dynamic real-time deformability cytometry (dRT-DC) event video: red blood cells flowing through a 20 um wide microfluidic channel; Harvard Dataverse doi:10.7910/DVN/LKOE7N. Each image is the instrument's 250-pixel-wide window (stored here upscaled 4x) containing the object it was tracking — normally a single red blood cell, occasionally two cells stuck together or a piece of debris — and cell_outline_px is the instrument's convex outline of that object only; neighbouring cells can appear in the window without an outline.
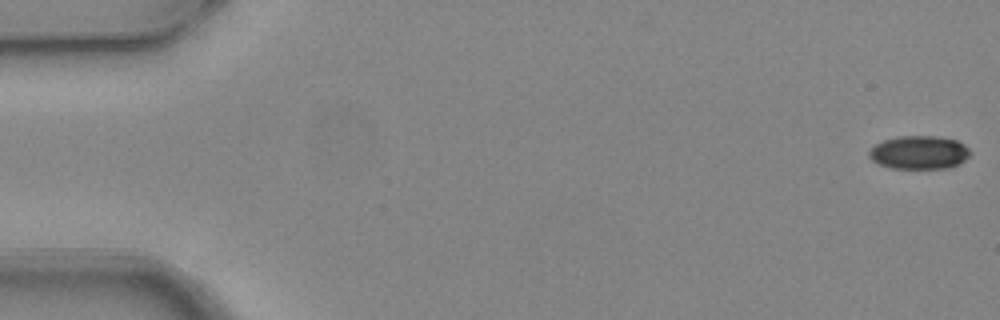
{"species": "common noctule bat (a hibernating species)", "species_latin": "Nyctalus noctula", "temperature_condition": "warm", "stored_images_in_passage": 4, "camera_frame_rate_fps": 3000, "um_per_image_px": 0.085, "animal": {"sex": "female", "body_mass_g": 24.6, "forearm_length_mm": 56.2}, "frame": {"image": 1, "passage_image": 1, "time_ms": 0.0, "image_size_px": [1000, 320], "cell_outline_px": [[972, 152], [960, 164], [952, 168], [892, 168], [880, 164], [872, 160], [868, 156], [868, 152], [876, 144], [884, 140], [900, 136], [936, 136], [956, 140], [964, 144]], "centroid_in_image_um": [78.15, 12.96], "position_along_channel_um": 6.8, "area_um2": 19.65}}
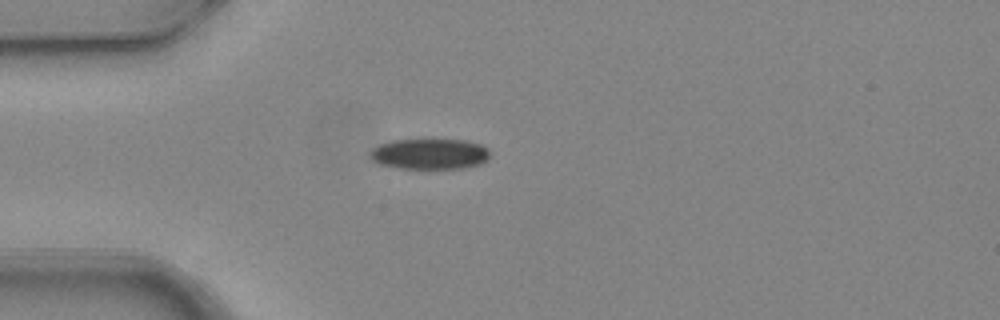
{"frame": {"image": 2, "passage_image": 4, "time_ms": 1.0, "image_size_px": [1000, 320], "cell_outline_px": [[488, 160], [480, 164], [468, 168], [400, 168], [380, 164], [372, 160], [372, 148], [380, 144], [392, 140], [464, 140], [480, 144], [488, 148]], "centroid_in_image_um": [36.56, 13.09], "position_along_channel_um": 48.4, "area_um2": 21.21}}